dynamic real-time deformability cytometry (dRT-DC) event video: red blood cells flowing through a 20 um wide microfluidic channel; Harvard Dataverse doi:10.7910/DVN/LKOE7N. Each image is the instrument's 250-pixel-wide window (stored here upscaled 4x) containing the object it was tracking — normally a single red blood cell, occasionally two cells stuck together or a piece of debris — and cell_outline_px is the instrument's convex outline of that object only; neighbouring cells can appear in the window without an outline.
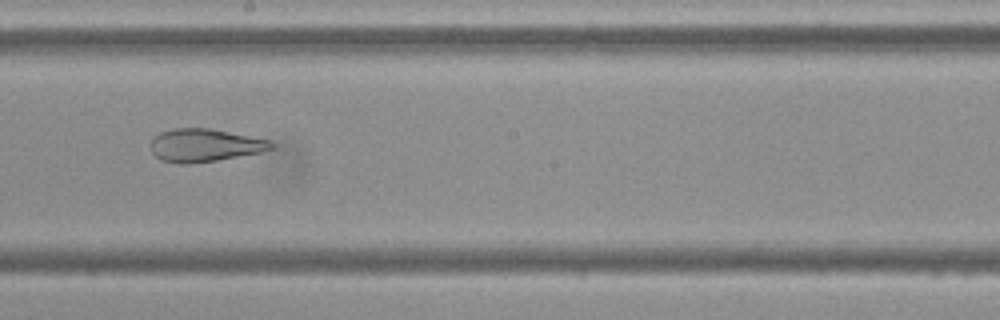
{"species": "Egyptian fruit bat (a non-hibernating species)", "species_latin": "Rousettus aegyptiacus", "temperature_condition": "cold", "stored_images_in_passage": 10, "camera_frame_rate_fps": 3000, "um_per_image_px": 0.085, "frame": {"image": 1, "passage_image": 9, "time_ms": 9.333, "image_size_px": [1000, 320], "cell_outline_px": [[276, 144], [272, 148], [260, 152], [216, 160], [184, 164], [180, 164], [160, 160], [152, 152], [152, 140], [160, 132], [172, 128], [208, 128], [268, 140]], "centroid_in_image_um": [17.37, 12.35], "position_along_channel_um": 230.8, "area_um2": 22.72}}
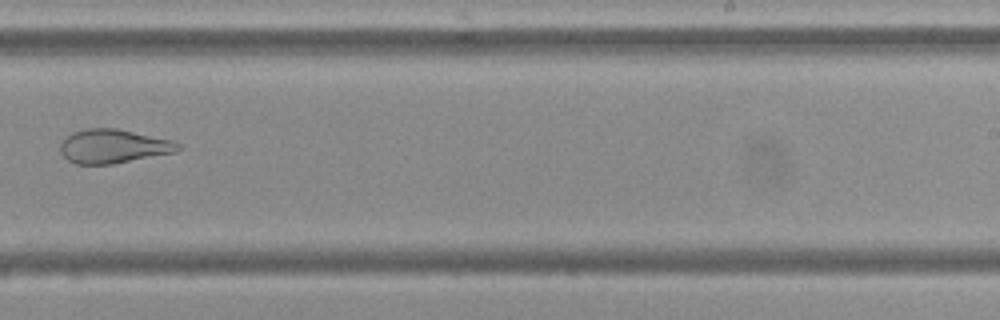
{"frame": {"image": 2, "passage_image": 10, "time_ms": 10.667, "image_size_px": [1000, 320], "cell_outline_px": [[180, 148], [176, 152], [112, 164], [76, 164], [68, 160], [60, 152], [60, 144], [72, 132], [88, 128], [116, 128], [172, 140], [180, 144]], "centroid_in_image_um": [9.62, 12.43], "position_along_channel_um": 279.4, "area_um2": 23.12}}